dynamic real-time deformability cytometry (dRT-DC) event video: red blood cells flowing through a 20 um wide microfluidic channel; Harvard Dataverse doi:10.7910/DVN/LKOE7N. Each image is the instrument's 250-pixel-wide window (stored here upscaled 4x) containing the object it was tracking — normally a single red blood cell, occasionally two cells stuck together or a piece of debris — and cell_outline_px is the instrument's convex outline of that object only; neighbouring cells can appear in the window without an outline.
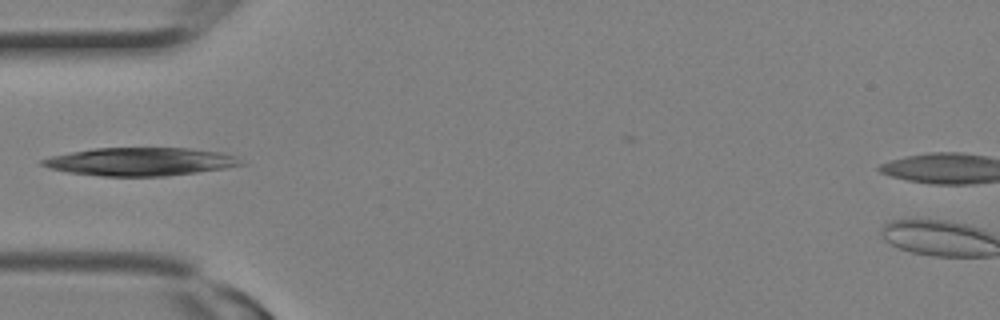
{"species": "Egyptian fruit bat (a non-hibernating species)", "species_latin": "Rousettus aegyptiacus", "temperature_condition": "room temperature", "stored_images_in_passage": 2, "camera_frame_rate_fps": 3000, "um_per_image_px": 0.085, "animal": {"sex": "female"}, "frame": {"image": 1, "passage_image": 2, "time_ms": 0.333, "image_size_px": [1000, 320], "cell_outline_px": [[244, 164], [224, 168], [168, 176], [100, 176], [68, 172], [48, 168], [40, 164], [40, 160], [52, 156], [68, 152], [92, 148], [188, 148], [220, 152], [236, 156]], "centroid_in_image_um": [11.88, 13.74], "position_along_channel_um": 73.1, "area_um2": 32.54}}